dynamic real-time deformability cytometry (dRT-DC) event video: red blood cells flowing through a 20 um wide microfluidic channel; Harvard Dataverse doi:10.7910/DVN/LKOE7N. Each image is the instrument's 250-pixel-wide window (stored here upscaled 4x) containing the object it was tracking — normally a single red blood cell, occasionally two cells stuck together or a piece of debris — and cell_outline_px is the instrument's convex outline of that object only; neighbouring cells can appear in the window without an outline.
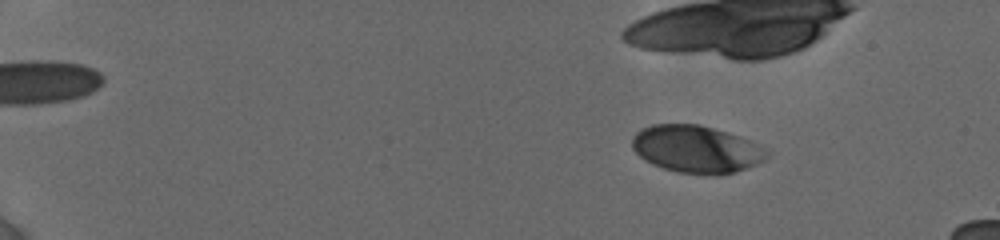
{"species": "human", "species_latin": "Homo sapiens", "temperature_condition": "cold", "stored_images_in_passage": 25, "camera_frame_rate_fps": 3000, "um_per_image_px": 0.085, "donor": {"sex": "female"}, "frame": {"image": 1, "passage_image": 11, "time_ms": 3.0, "image_size_px": [1000, 240], "cell_outline_px": [[768, 156], [764, 160], [756, 164], [736, 172], [720, 176], [704, 176], [676, 172], [652, 164], [640, 156], [632, 148], [632, 140], [636, 132], [652, 124], [700, 124], [748, 140], [768, 152]], "centroid_in_image_um": [59.16, 12.71], "position_along_channel_um": 25.8, "area_um2": 37.05}}